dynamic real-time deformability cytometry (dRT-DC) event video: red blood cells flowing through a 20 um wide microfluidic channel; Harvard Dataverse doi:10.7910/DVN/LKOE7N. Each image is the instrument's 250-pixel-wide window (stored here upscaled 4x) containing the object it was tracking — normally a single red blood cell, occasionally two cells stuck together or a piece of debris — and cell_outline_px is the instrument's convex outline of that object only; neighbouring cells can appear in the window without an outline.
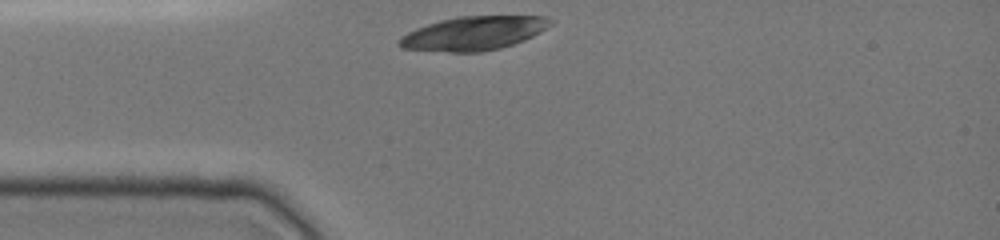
{"species": "common noctule bat (a hibernating species)", "species_latin": "Nyctalus noctula", "temperature_condition": "cold", "stored_images_in_passage": 29, "camera_frame_rate_fps": 3000, "um_per_image_px": 0.085, "animal": {"sex": "female", "body_mass_g": 19.0, "forearm_length_mm": 51.5}, "frame": {"image": 1, "passage_image": 1, "time_ms": 0.0, "image_size_px": [1000, 240], "cell_outline_px": [[556, 20], [552, 24], [540, 32], [524, 40], [500, 48], [480, 52], [452, 52], [404, 48], [396, 44], [396, 40], [400, 36], [416, 28], [440, 20], [460, 16], [548, 16]], "centroid_in_image_um": [40.27, 2.82], "position_along_channel_um": 44.7, "area_um2": 29.82}}
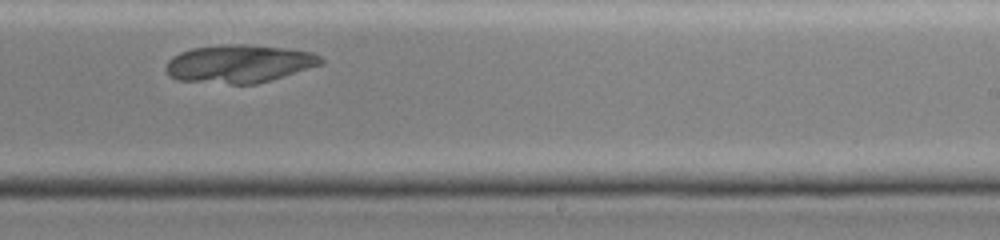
{"frame": {"image": 2, "passage_image": 19, "time_ms": 6.0, "image_size_px": [1000, 240], "cell_outline_px": [[324, 64], [284, 76], [256, 84], [232, 84], [176, 80], [168, 76], [164, 68], [168, 60], [172, 56], [180, 52], [192, 48], [220, 44], [248, 44], [284, 48], [312, 52], [320, 56], [324, 60]], "centroid_in_image_um": [20.3, 5.41], "position_along_channel_um": 268.7, "area_um2": 34.68}}
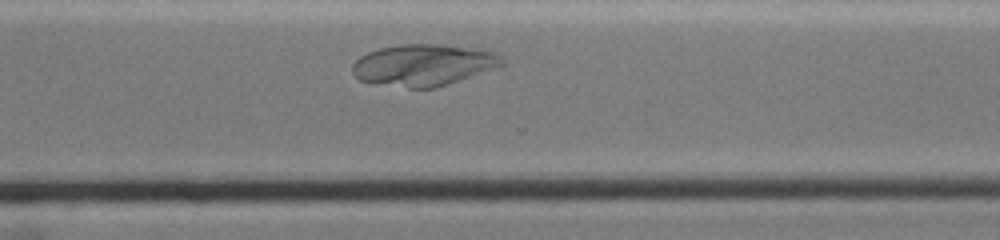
{"frame": {"image": 3, "passage_image": 24, "time_ms": 7.667, "image_size_px": [1000, 240], "cell_outline_px": [[504, 64], [432, 88], [408, 88], [360, 80], [352, 72], [352, 64], [360, 56], [368, 52], [380, 48], [400, 44], [440, 44], [492, 52], [500, 56], [504, 60]], "centroid_in_image_um": [35.9, 5.51], "position_along_channel_um": 334.7, "area_um2": 35.2}}